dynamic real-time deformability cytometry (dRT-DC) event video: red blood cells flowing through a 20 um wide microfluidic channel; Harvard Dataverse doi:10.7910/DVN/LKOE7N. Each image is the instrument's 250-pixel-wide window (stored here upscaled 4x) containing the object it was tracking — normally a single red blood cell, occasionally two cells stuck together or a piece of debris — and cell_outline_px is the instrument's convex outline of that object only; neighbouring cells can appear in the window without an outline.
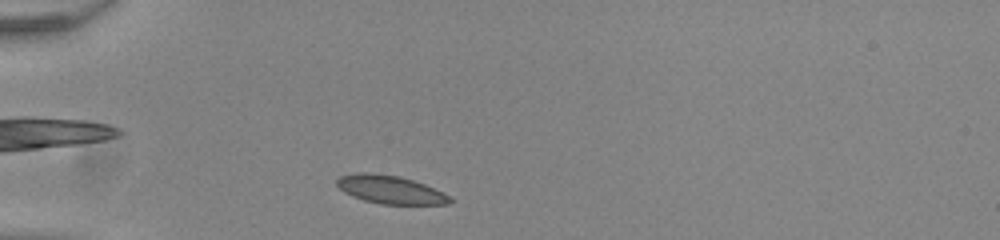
{"species": "common noctule bat (a hibernating species)", "species_latin": "Nyctalus noctula", "temperature_condition": "room temperature", "stored_images_in_passage": 35, "camera_frame_rate_fps": 3000, "um_per_image_px": 0.085, "animal": {"sex": "male", "body_mass_g": 20.0, "forearm_length_mm": 53.3}, "frame": {"image": 1, "passage_image": 2, "time_ms": 0.333, "image_size_px": [1000, 240], "cell_outline_px": [[456, 200], [448, 204], [380, 204], [364, 200], [352, 196], [344, 192], [336, 184], [336, 180], [340, 176], [356, 172], [368, 172], [400, 176], [424, 184]], "centroid_in_image_um": [33.14, 16.11], "position_along_channel_um": 51.9, "area_um2": 18.5}}
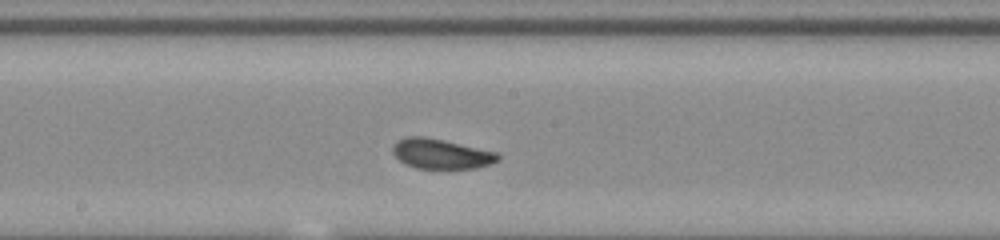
{"frame": {"image": 2, "passage_image": 16, "time_ms": 5.0, "image_size_px": [1000, 240], "cell_outline_px": [[500, 160], [492, 164], [476, 168], [416, 168], [400, 160], [392, 152], [392, 148], [396, 140], [408, 136], [424, 136], [444, 140], [496, 152], [500, 156]], "centroid_in_image_um": [37.5, 13.07], "position_along_channel_um": 210.7, "area_um2": 18.26}}
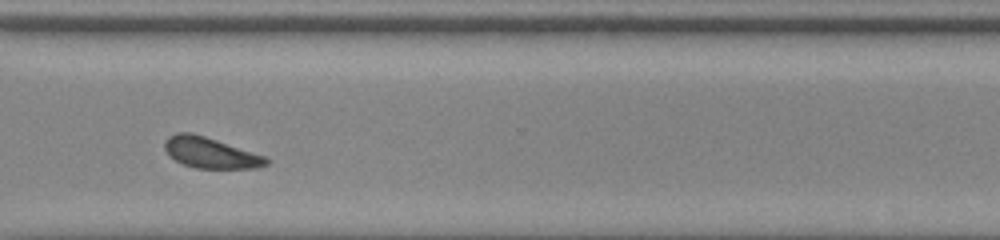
{"frame": {"image": 3, "passage_image": 27, "time_ms": 8.667, "image_size_px": [1000, 240], "cell_outline_px": [[268, 164], [256, 168], [196, 168], [184, 164], [176, 160], [164, 148], [164, 140], [168, 136], [176, 132], [192, 132], [268, 156]], "centroid_in_image_um": [17.91, 12.97], "position_along_channel_um": 352.7, "area_um2": 18.26}, "authors_computed_cell_mechanics": {"area_um2": 18.1492, "velocity_mm_per_s": 3.8811, "shape_relaxation_time_tau1_ms": 2.6483, "shape_relaxation_time_tau2_ms": 5.4052, "deformation_change_tau1": 0.1002, "deformation_change_tau2": 0.1198}}